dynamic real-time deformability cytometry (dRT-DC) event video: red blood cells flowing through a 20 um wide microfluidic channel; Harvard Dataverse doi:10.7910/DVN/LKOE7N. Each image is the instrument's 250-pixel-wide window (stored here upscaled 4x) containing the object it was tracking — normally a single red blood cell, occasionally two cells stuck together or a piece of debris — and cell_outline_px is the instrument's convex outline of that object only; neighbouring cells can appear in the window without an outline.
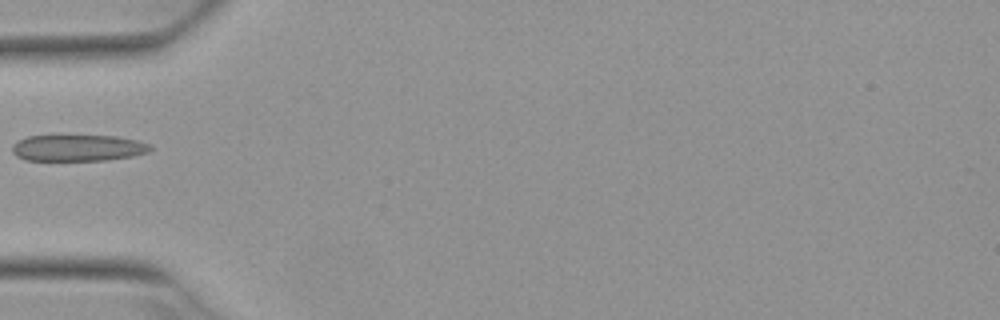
{"species": "Egyptian fruit bat (a non-hibernating species)", "species_latin": "Rousettus aegyptiacus", "temperature_condition": "warm", "stored_images_in_passage": 4, "camera_frame_rate_fps": 3000, "um_per_image_px": 0.085, "animal": {"sex": "female"}, "frame": {"image": 1, "passage_image": 4, "time_ms": 1.0, "image_size_px": [1000, 320], "cell_outline_px": [[152, 148], [148, 152], [132, 156], [104, 160], [24, 160], [16, 156], [12, 152], [12, 144], [28, 136], [116, 136], [136, 140], [152, 144]], "centroid_in_image_um": [6.63, 12.57], "position_along_channel_um": 78.4, "area_um2": 21.15}}